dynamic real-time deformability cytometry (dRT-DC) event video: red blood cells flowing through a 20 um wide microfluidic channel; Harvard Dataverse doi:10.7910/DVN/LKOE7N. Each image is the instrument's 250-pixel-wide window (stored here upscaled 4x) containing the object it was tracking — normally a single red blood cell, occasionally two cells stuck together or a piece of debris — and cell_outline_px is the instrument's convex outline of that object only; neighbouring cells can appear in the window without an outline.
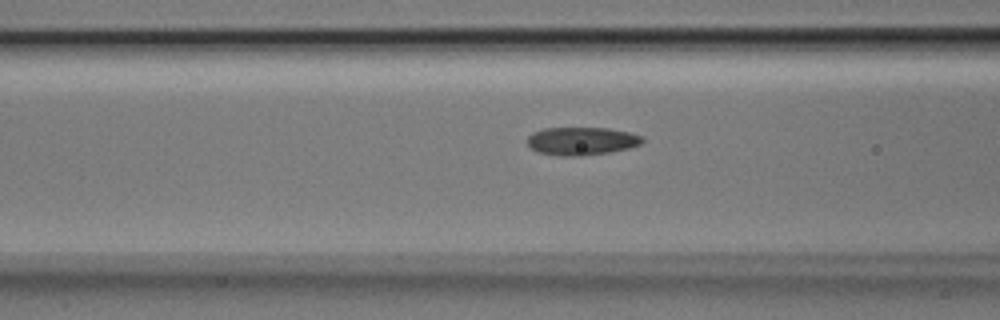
{"species": "Egyptian fruit bat (a non-hibernating species)", "species_latin": "Rousettus aegyptiacus", "temperature_condition": "room temperature", "stored_images_in_passage": 31, "camera_frame_rate_fps": 3000, "um_per_image_px": 0.085, "animal": {"sex": "male"}, "frame": {"image": 1, "passage_image": 5, "time_ms": 1.333, "image_size_px": [1000, 320], "cell_outline_px": [[644, 140], [640, 144], [628, 148], [608, 152], [580, 156], [556, 156], [536, 152], [528, 144], [528, 136], [532, 132], [544, 128], [608, 128], [628, 132], [644, 136]], "centroid_in_image_um": [49.41, 11.99], "position_along_channel_um": 117.2, "area_um2": 18.84}}
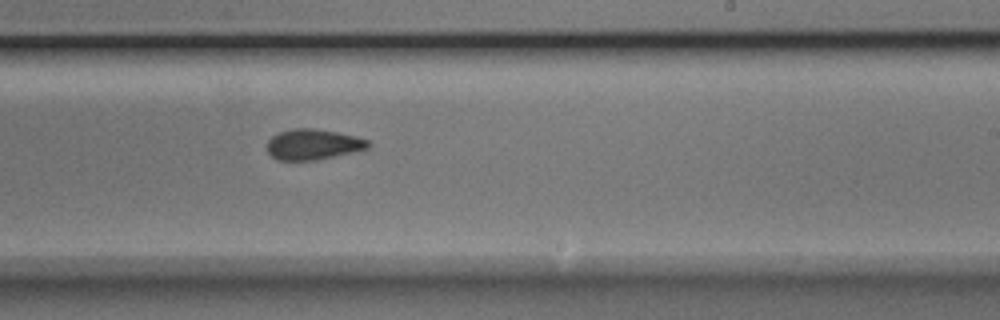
{"frame": {"image": 2, "passage_image": 16, "time_ms": 5.0, "image_size_px": [1000, 320], "cell_outline_px": [[372, 144], [368, 148], [316, 160], [276, 160], [268, 152], [268, 140], [272, 136], [280, 132], [292, 128], [312, 128], [336, 132], [356, 136], [368, 140]], "centroid_in_image_um": [26.6, 12.27], "position_along_channel_um": 262.4, "area_um2": 17.86}}
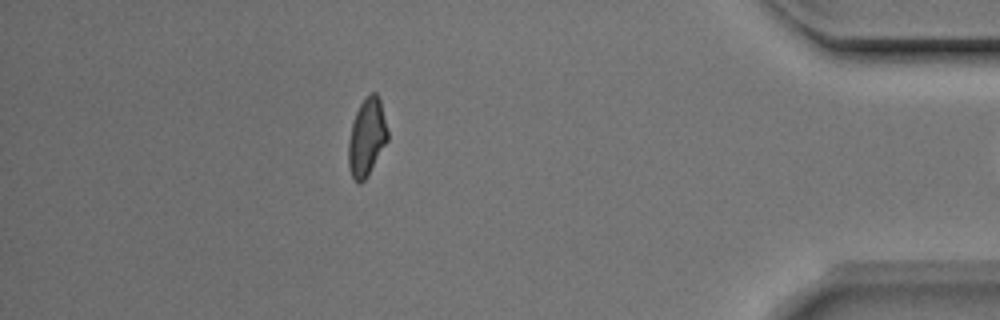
{"frame": {"image": 3, "passage_image": 30, "time_ms": 9.667, "image_size_px": [1000, 320], "cell_outline_px": [[388, 140], [364, 180], [360, 184], [352, 176], [348, 164], [348, 140], [352, 124], [356, 112], [360, 104], [372, 92], [376, 92], [380, 100], [388, 132]], "centroid_in_image_um": [31.17, 11.66], "position_along_channel_um": 404.0, "area_um2": 17.34}}